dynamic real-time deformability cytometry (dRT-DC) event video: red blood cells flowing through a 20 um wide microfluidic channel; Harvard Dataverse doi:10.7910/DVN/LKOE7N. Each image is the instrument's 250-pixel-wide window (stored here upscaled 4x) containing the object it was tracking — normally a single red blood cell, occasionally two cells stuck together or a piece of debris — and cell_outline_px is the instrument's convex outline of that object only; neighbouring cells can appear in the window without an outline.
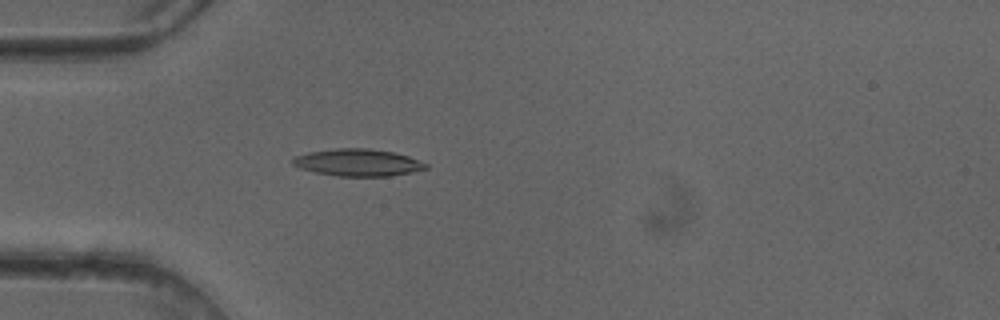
{"species": "common noctule bat (a hibernating species)", "species_latin": "Nyctalus noctula", "temperature_condition": "cold", "stored_images_in_passage": 49, "camera_frame_rate_fps": 3000, "um_per_image_px": 0.085, "animal": {"sex": "female"}, "frame": {"image": 1, "passage_image": 14, "time_ms": 4.333, "image_size_px": [1000, 320], "cell_outline_px": [[428, 168], [412, 172], [392, 176], [336, 176], [316, 172], [300, 168], [292, 164], [292, 160], [296, 156], [308, 152], [336, 148], [368, 148], [392, 152], [408, 156], [428, 164]], "centroid_in_image_um": [30.43, 13.82], "position_along_channel_um": 54.6, "area_um2": 20.98}}
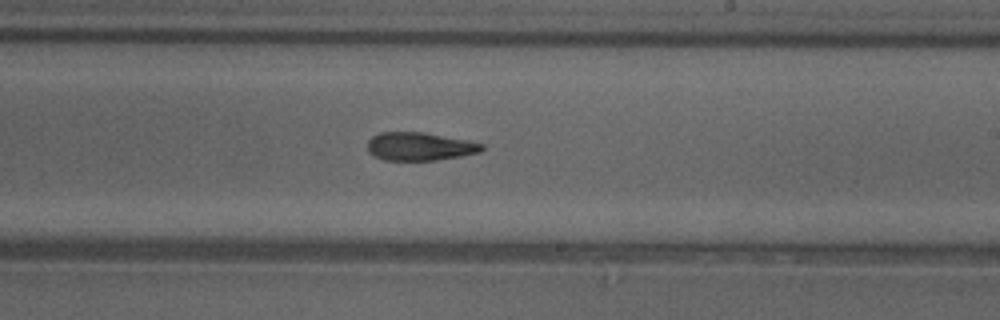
{"frame": {"image": 2, "passage_image": 29, "time_ms": 9.333, "image_size_px": [1000, 320], "cell_outline_px": [[484, 148], [480, 152], [460, 156], [436, 160], [384, 160], [368, 152], [368, 140], [372, 136], [380, 132], [424, 132], [468, 140], [484, 144]], "centroid_in_image_um": [35.68, 12.44], "position_along_channel_um": 253.3, "area_um2": 18.79}}
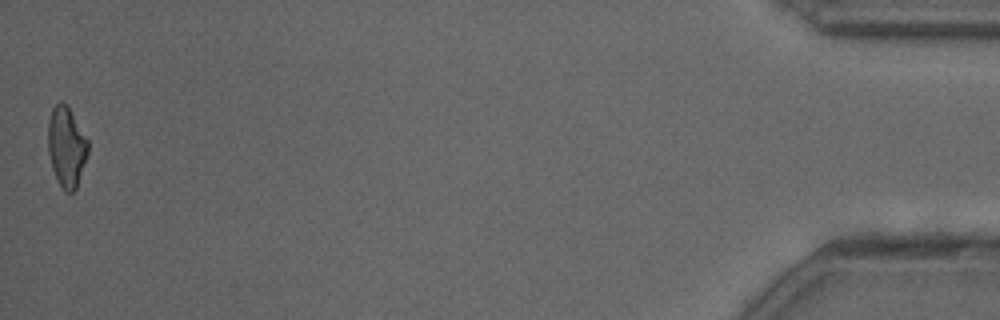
{"frame": {"image": 3, "passage_image": 49, "time_ms": 16.0, "image_size_px": [1000, 320], "cell_outline_px": [[88, 152], [76, 188], [72, 192], [64, 192], [56, 180], [52, 168], [48, 152], [48, 120], [52, 108], [60, 100], [68, 108], [88, 140]], "centroid_in_image_um": [5.62, 12.51], "position_along_channel_um": 429.6, "area_um2": 18.5}, "authors_computed_cell_mechanics": {"area_um2": 19.4786, "velocity_mm_per_s": 4.1248, "shape_relaxation_time_tau1_ms": 5.4436, "shape_relaxation_time_tau2_ms": 6.7781, "deformation_change_tau1": 0.1802, "deformation_change_tau2": 0.1878}}